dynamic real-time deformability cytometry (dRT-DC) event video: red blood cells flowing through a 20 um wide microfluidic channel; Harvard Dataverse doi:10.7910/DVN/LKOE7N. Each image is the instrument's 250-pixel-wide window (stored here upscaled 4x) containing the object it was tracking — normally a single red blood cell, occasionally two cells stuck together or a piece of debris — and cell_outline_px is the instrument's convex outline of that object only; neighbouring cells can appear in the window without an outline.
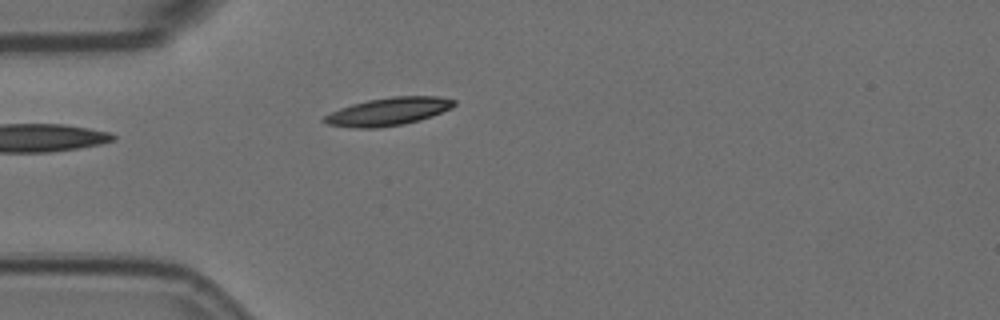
{"species": "Egyptian fruit bat (a non-hibernating species)", "species_latin": "Rousettus aegyptiacus", "temperature_condition": "room temperature", "stored_images_in_passage": 5, "camera_frame_rate_fps": 3000, "um_per_image_px": 0.085, "animal": {"sex": "female"}, "frame": {"image": 1, "passage_image": 5, "time_ms": 1.333, "image_size_px": [1000, 320], "cell_outline_px": [[456, 104], [452, 108], [432, 116], [420, 120], [380, 128], [356, 128], [328, 124], [320, 120], [324, 116], [340, 108], [352, 104], [368, 100], [392, 96], [440, 96], [456, 100]], "centroid_in_image_um": [33.03, 9.47], "position_along_channel_um": 52.0, "area_um2": 21.1}}